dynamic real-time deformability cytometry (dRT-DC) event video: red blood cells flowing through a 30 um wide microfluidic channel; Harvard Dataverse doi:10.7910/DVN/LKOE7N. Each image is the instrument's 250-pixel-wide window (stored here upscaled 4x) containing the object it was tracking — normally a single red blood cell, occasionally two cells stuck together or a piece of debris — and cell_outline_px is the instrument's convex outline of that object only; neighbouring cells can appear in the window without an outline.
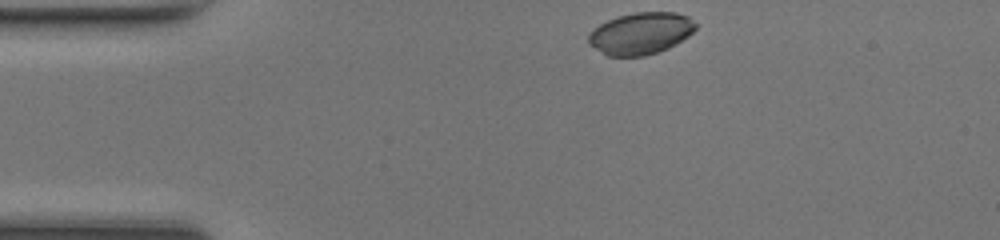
{"species": "common noctule bat (a hibernating species)", "species_latin": "Nyctalus noctula", "temperature_condition": "room temperature", "stored_images_in_passage": 13, "camera_frame_rate_fps": 3000, "um_per_image_px": 0.085, "animal": {"sex": "female", "body_mass_g": 17.0, "forearm_length_mm": 48.0}, "frame": {"image": 1, "passage_image": 1, "time_ms": 0.0, "image_size_px": [1000, 240], "cell_outline_px": [[696, 28], [688, 36], [676, 44], [668, 48], [644, 56], [608, 56], [588, 44], [588, 36], [600, 24], [616, 16], [636, 12], [676, 12], [688, 16], [696, 24]], "centroid_in_image_um": [54.47, 2.83], "position_along_channel_um": 30.5, "area_um2": 26.01}}
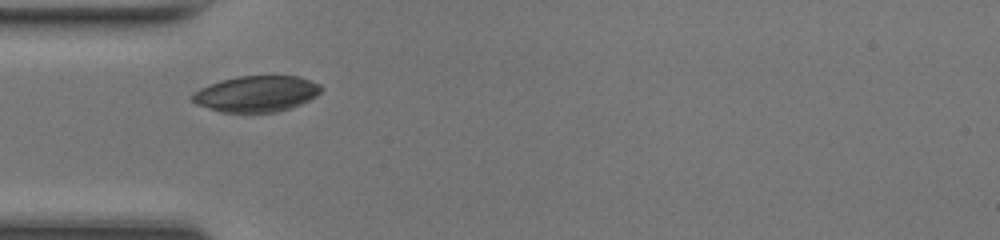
{"frame": {"image": 2, "passage_image": 7, "time_ms": 2.0, "image_size_px": [1000, 240], "cell_outline_px": [[324, 88], [316, 96], [300, 104], [276, 112], [220, 112], [196, 104], [192, 100], [192, 96], [200, 88], [208, 84], [220, 80], [236, 76], [296, 76], [320, 84]], "centroid_in_image_um": [21.78, 7.97], "position_along_channel_um": 63.2, "area_um2": 26.88}}
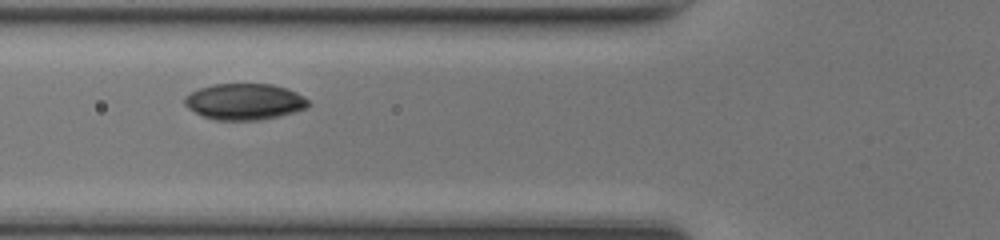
{"frame": {"image": 3, "passage_image": 10, "time_ms": 3.0, "image_size_px": [1000, 240], "cell_outline_px": [[312, 104], [308, 108], [280, 116], [260, 120], [216, 120], [204, 116], [188, 108], [184, 104], [184, 96], [200, 88], [212, 84], [272, 84], [288, 88], [304, 96]], "centroid_in_image_um": [20.83, 8.64], "position_along_channel_um": 105.0, "area_um2": 26.3}}